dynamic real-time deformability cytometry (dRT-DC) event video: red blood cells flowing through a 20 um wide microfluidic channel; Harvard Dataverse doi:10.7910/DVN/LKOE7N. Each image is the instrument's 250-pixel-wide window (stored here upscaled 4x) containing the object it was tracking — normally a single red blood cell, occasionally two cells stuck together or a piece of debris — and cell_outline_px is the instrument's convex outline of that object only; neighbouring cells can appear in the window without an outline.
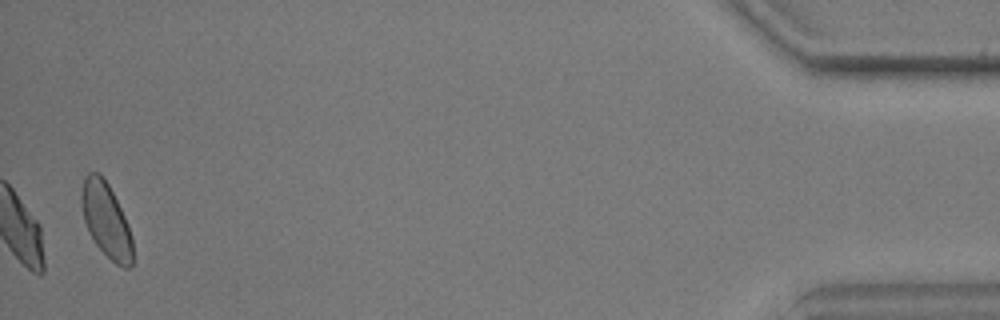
{"species": "common noctule bat (a hibernating species)", "species_latin": "Nyctalus noctula", "temperature_condition": "warm", "stored_images_in_passage": 56, "camera_frame_rate_fps": 3000, "um_per_image_px": 0.085, "animal": {"sex": "male", "body_mass_g": 17.9, "forearm_length_mm": 54.2}, "frame": {"image": 1, "passage_image": 56, "time_ms": 18.333, "image_size_px": [1000, 320], "cell_outline_px": [[132, 268], [124, 268], [116, 264], [96, 244], [88, 232], [84, 220], [80, 204], [80, 192], [84, 176], [88, 172], [100, 172], [108, 184], [128, 224], [132, 236]], "centroid_in_image_um": [8.99, 18.68], "position_along_channel_um": 426.2, "area_um2": 22.31}, "authors_computed_cell_mechanics": {"area_um2": 22.3108, "velocity_mm_per_s": 3.5797, "shape_relaxation_time_tau1_ms": null, "shape_relaxation_time_tau2_ms": 1.464, "deformation_change_tau1": null, "deformation_change_tau2": 0.0627}}